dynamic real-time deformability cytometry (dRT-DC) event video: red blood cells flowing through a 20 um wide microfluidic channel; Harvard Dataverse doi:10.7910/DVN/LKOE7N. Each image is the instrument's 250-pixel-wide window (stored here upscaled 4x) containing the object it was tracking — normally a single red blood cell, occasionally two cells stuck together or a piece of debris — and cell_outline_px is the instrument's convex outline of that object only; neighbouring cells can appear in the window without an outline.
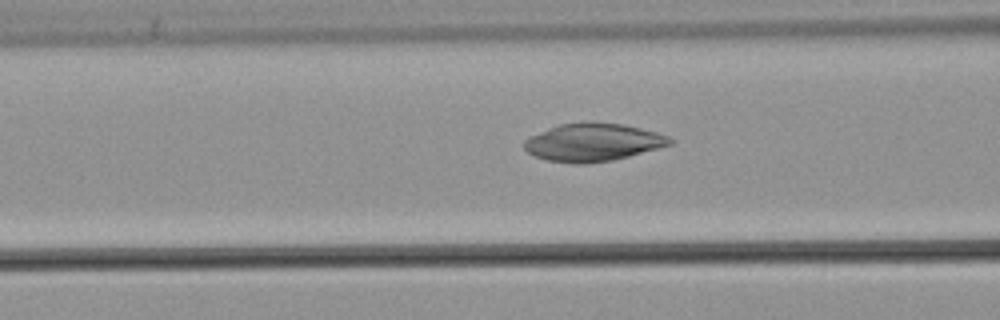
{"species": "common noctule bat (a hibernating species)", "species_latin": "Nyctalus noctula", "temperature_condition": "warm", "stored_images_in_passage": 50, "camera_frame_rate_fps": 3000, "um_per_image_px": 0.085, "animal": {"sex": "male", "body_mass_g": 21.5, "forearm_length_mm": 52.0}, "frame": {"image": 1, "passage_image": 18, "time_ms": 5.667, "image_size_px": [1000, 320], "cell_outline_px": [[672, 144], [628, 156], [612, 160], [584, 164], [572, 164], [548, 160], [536, 156], [528, 152], [524, 148], [524, 140], [532, 136], [560, 124], [624, 124], [656, 132], [668, 136], [672, 140]], "centroid_in_image_um": [50.41, 12.13], "position_along_channel_um": 116.2, "area_um2": 31.15}}
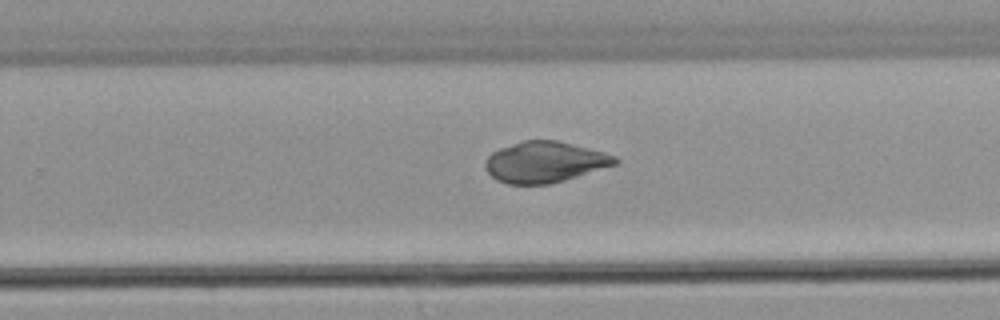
{"frame": {"image": 2, "passage_image": 31, "time_ms": 10.0, "image_size_px": [1000, 320], "cell_outline_px": [[620, 160], [616, 164], [564, 180], [548, 184], [508, 184], [496, 180], [488, 172], [484, 164], [484, 160], [492, 152], [500, 148], [524, 140], [556, 140], [604, 152], [616, 156]], "centroid_in_image_um": [46.28, 13.77], "position_along_channel_um": 283.5, "area_um2": 30.75}}
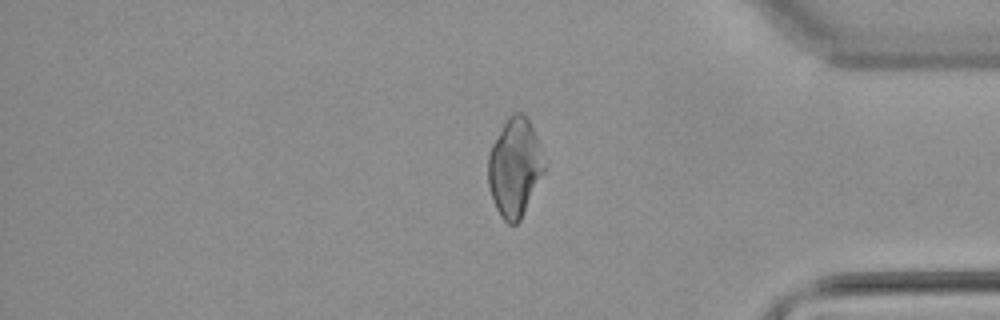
{"frame": {"image": 3, "passage_image": 41, "time_ms": 13.333, "image_size_px": [1000, 320], "cell_outline_px": [[544, 172], [520, 220], [516, 224], [508, 224], [500, 216], [492, 200], [488, 184], [488, 156], [492, 144], [508, 116], [512, 112], [524, 112], [536, 136], [544, 168]], "centroid_in_image_um": [43.71, 14.24], "position_along_channel_um": 391.5, "area_um2": 31.73}}